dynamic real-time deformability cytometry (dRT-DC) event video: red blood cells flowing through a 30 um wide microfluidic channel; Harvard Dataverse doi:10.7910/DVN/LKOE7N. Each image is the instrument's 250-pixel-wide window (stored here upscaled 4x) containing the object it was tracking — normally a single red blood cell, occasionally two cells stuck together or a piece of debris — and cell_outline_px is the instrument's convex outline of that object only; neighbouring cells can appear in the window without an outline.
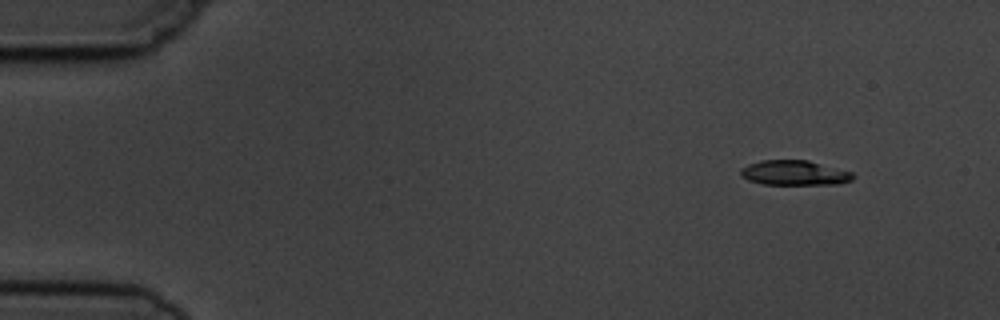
{"species": "common noctule bat (a hibernating species)", "species_latin": "Nyctalus noctula", "temperature_condition": "cold", "stored_images_in_passage": 4, "camera_frame_rate_fps": 3000, "um_per_image_px": 0.085, "animal": {"sex": "male", "body_mass_g": 19.5, "forearm_length_mm": 54.6}, "frame": {"image": 1, "passage_image": 1, "time_ms": 0.0, "image_size_px": [1000, 320], "cell_outline_px": [[856, 176], [852, 180], [840, 184], [764, 184], [748, 180], [740, 176], [740, 168], [748, 164], [760, 160], [808, 160], [852, 172]], "centroid_in_image_um": [67.52, 14.69], "position_along_channel_um": 17.5, "area_um2": 16.36}}
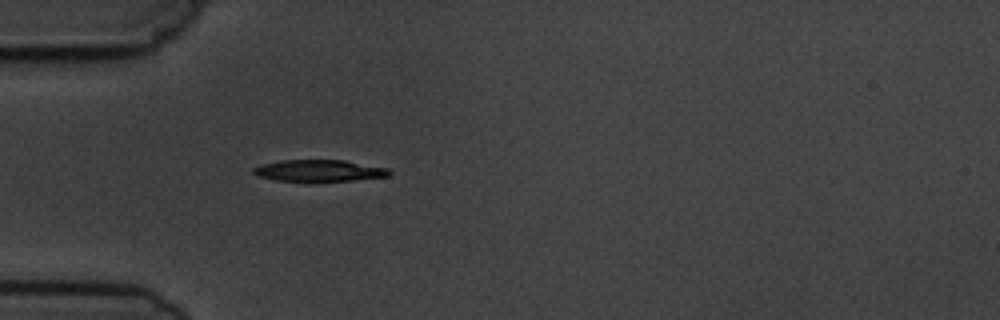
{"frame": {"image": 2, "passage_image": 4, "time_ms": 3.667, "image_size_px": [1000, 320], "cell_outline_px": [[392, 172], [388, 176], [352, 180], [308, 184], [276, 180], [256, 176], [252, 172], [252, 168], [260, 164], [280, 160], [344, 160], [388, 168]], "centroid_in_image_um": [27.05, 14.54], "position_along_channel_um": 58.0, "area_um2": 17.98}}